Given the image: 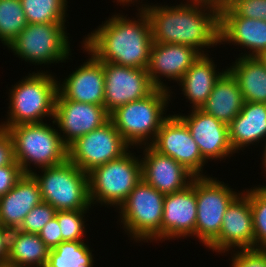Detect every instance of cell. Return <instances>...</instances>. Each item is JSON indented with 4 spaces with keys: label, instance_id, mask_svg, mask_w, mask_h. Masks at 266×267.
I'll return each mask as SVG.
<instances>
[{
    "label": "cell",
    "instance_id": "cell-31",
    "mask_svg": "<svg viewBox=\"0 0 266 267\" xmlns=\"http://www.w3.org/2000/svg\"><path fill=\"white\" fill-rule=\"evenodd\" d=\"M251 205L254 248L266 249V185H258L249 189Z\"/></svg>",
    "mask_w": 266,
    "mask_h": 267
},
{
    "label": "cell",
    "instance_id": "cell-14",
    "mask_svg": "<svg viewBox=\"0 0 266 267\" xmlns=\"http://www.w3.org/2000/svg\"><path fill=\"white\" fill-rule=\"evenodd\" d=\"M109 120L110 114L104 106L67 100L58 91L52 123L58 126L57 130L67 147Z\"/></svg>",
    "mask_w": 266,
    "mask_h": 267
},
{
    "label": "cell",
    "instance_id": "cell-13",
    "mask_svg": "<svg viewBox=\"0 0 266 267\" xmlns=\"http://www.w3.org/2000/svg\"><path fill=\"white\" fill-rule=\"evenodd\" d=\"M103 71L104 107L109 114L127 103L145 98L156 89L147 69L103 62Z\"/></svg>",
    "mask_w": 266,
    "mask_h": 267
},
{
    "label": "cell",
    "instance_id": "cell-28",
    "mask_svg": "<svg viewBox=\"0 0 266 267\" xmlns=\"http://www.w3.org/2000/svg\"><path fill=\"white\" fill-rule=\"evenodd\" d=\"M92 251L84 241H62L49 250L46 267H93Z\"/></svg>",
    "mask_w": 266,
    "mask_h": 267
},
{
    "label": "cell",
    "instance_id": "cell-23",
    "mask_svg": "<svg viewBox=\"0 0 266 267\" xmlns=\"http://www.w3.org/2000/svg\"><path fill=\"white\" fill-rule=\"evenodd\" d=\"M228 131L235 153L250 144L266 141V104L244 101L241 112L228 124Z\"/></svg>",
    "mask_w": 266,
    "mask_h": 267
},
{
    "label": "cell",
    "instance_id": "cell-43",
    "mask_svg": "<svg viewBox=\"0 0 266 267\" xmlns=\"http://www.w3.org/2000/svg\"><path fill=\"white\" fill-rule=\"evenodd\" d=\"M0 267H18L12 263H9V262H5V263H1L0 264Z\"/></svg>",
    "mask_w": 266,
    "mask_h": 267
},
{
    "label": "cell",
    "instance_id": "cell-41",
    "mask_svg": "<svg viewBox=\"0 0 266 267\" xmlns=\"http://www.w3.org/2000/svg\"><path fill=\"white\" fill-rule=\"evenodd\" d=\"M116 2H118V4L120 3V6L121 4L125 6L126 4L127 5H130L131 3L133 4L134 2H137V0H116ZM138 2L140 1L138 0Z\"/></svg>",
    "mask_w": 266,
    "mask_h": 267
},
{
    "label": "cell",
    "instance_id": "cell-42",
    "mask_svg": "<svg viewBox=\"0 0 266 267\" xmlns=\"http://www.w3.org/2000/svg\"><path fill=\"white\" fill-rule=\"evenodd\" d=\"M265 143V146L263 147L264 148V150H263V159L261 160L262 161V164H263V166H264V170H265V172H266V141H264ZM264 160V161H263Z\"/></svg>",
    "mask_w": 266,
    "mask_h": 267
},
{
    "label": "cell",
    "instance_id": "cell-30",
    "mask_svg": "<svg viewBox=\"0 0 266 267\" xmlns=\"http://www.w3.org/2000/svg\"><path fill=\"white\" fill-rule=\"evenodd\" d=\"M20 0H0V41L8 46L27 26Z\"/></svg>",
    "mask_w": 266,
    "mask_h": 267
},
{
    "label": "cell",
    "instance_id": "cell-18",
    "mask_svg": "<svg viewBox=\"0 0 266 267\" xmlns=\"http://www.w3.org/2000/svg\"><path fill=\"white\" fill-rule=\"evenodd\" d=\"M219 31L220 44L250 49L242 57H256L266 50V21L239 17L223 1L219 2Z\"/></svg>",
    "mask_w": 266,
    "mask_h": 267
},
{
    "label": "cell",
    "instance_id": "cell-7",
    "mask_svg": "<svg viewBox=\"0 0 266 267\" xmlns=\"http://www.w3.org/2000/svg\"><path fill=\"white\" fill-rule=\"evenodd\" d=\"M31 174L37 180L41 197L57 211L89 210L88 174L69 160Z\"/></svg>",
    "mask_w": 266,
    "mask_h": 267
},
{
    "label": "cell",
    "instance_id": "cell-37",
    "mask_svg": "<svg viewBox=\"0 0 266 267\" xmlns=\"http://www.w3.org/2000/svg\"><path fill=\"white\" fill-rule=\"evenodd\" d=\"M38 235L50 250L57 247L62 242V234L57 217L54 216L47 222Z\"/></svg>",
    "mask_w": 266,
    "mask_h": 267
},
{
    "label": "cell",
    "instance_id": "cell-17",
    "mask_svg": "<svg viewBox=\"0 0 266 267\" xmlns=\"http://www.w3.org/2000/svg\"><path fill=\"white\" fill-rule=\"evenodd\" d=\"M201 55L199 51L188 45L153 42L147 68L151 82L156 88L171 91L161 81L162 78L178 83Z\"/></svg>",
    "mask_w": 266,
    "mask_h": 267
},
{
    "label": "cell",
    "instance_id": "cell-38",
    "mask_svg": "<svg viewBox=\"0 0 266 267\" xmlns=\"http://www.w3.org/2000/svg\"><path fill=\"white\" fill-rule=\"evenodd\" d=\"M15 162L14 144L7 130L0 128V167Z\"/></svg>",
    "mask_w": 266,
    "mask_h": 267
},
{
    "label": "cell",
    "instance_id": "cell-21",
    "mask_svg": "<svg viewBox=\"0 0 266 267\" xmlns=\"http://www.w3.org/2000/svg\"><path fill=\"white\" fill-rule=\"evenodd\" d=\"M89 54L87 62L75 68L68 77L58 84V91L67 99L75 102L104 106L105 75L103 62L98 60L83 46Z\"/></svg>",
    "mask_w": 266,
    "mask_h": 267
},
{
    "label": "cell",
    "instance_id": "cell-34",
    "mask_svg": "<svg viewBox=\"0 0 266 267\" xmlns=\"http://www.w3.org/2000/svg\"><path fill=\"white\" fill-rule=\"evenodd\" d=\"M237 16L264 20L265 0H224Z\"/></svg>",
    "mask_w": 266,
    "mask_h": 267
},
{
    "label": "cell",
    "instance_id": "cell-27",
    "mask_svg": "<svg viewBox=\"0 0 266 267\" xmlns=\"http://www.w3.org/2000/svg\"><path fill=\"white\" fill-rule=\"evenodd\" d=\"M49 250L38 234L11 230L7 262L18 267H46Z\"/></svg>",
    "mask_w": 266,
    "mask_h": 267
},
{
    "label": "cell",
    "instance_id": "cell-1",
    "mask_svg": "<svg viewBox=\"0 0 266 267\" xmlns=\"http://www.w3.org/2000/svg\"><path fill=\"white\" fill-rule=\"evenodd\" d=\"M184 3L141 4L151 23L153 42L188 45L207 55L202 49L220 45L219 2L187 0Z\"/></svg>",
    "mask_w": 266,
    "mask_h": 267
},
{
    "label": "cell",
    "instance_id": "cell-5",
    "mask_svg": "<svg viewBox=\"0 0 266 267\" xmlns=\"http://www.w3.org/2000/svg\"><path fill=\"white\" fill-rule=\"evenodd\" d=\"M171 93L156 88L145 98L118 107L110 114L115 128L133 149L134 146H141L143 149L154 141L161 124L167 118L164 114L172 97Z\"/></svg>",
    "mask_w": 266,
    "mask_h": 267
},
{
    "label": "cell",
    "instance_id": "cell-19",
    "mask_svg": "<svg viewBox=\"0 0 266 267\" xmlns=\"http://www.w3.org/2000/svg\"><path fill=\"white\" fill-rule=\"evenodd\" d=\"M197 200L195 177L183 190L164 196L161 241L195 236Z\"/></svg>",
    "mask_w": 266,
    "mask_h": 267
},
{
    "label": "cell",
    "instance_id": "cell-9",
    "mask_svg": "<svg viewBox=\"0 0 266 267\" xmlns=\"http://www.w3.org/2000/svg\"><path fill=\"white\" fill-rule=\"evenodd\" d=\"M65 26V23L27 24L7 47L35 65L66 62L71 49Z\"/></svg>",
    "mask_w": 266,
    "mask_h": 267
},
{
    "label": "cell",
    "instance_id": "cell-3",
    "mask_svg": "<svg viewBox=\"0 0 266 267\" xmlns=\"http://www.w3.org/2000/svg\"><path fill=\"white\" fill-rule=\"evenodd\" d=\"M18 81L8 92L7 119L0 128L7 130L11 126L25 123L44 122L43 118H54L55 102L58 94L59 81L54 75L38 71L28 74Z\"/></svg>",
    "mask_w": 266,
    "mask_h": 267
},
{
    "label": "cell",
    "instance_id": "cell-24",
    "mask_svg": "<svg viewBox=\"0 0 266 267\" xmlns=\"http://www.w3.org/2000/svg\"><path fill=\"white\" fill-rule=\"evenodd\" d=\"M216 66L209 54L201 55L178 82L185 99L192 104V109L202 107L217 80L227 70L218 72Z\"/></svg>",
    "mask_w": 266,
    "mask_h": 267
},
{
    "label": "cell",
    "instance_id": "cell-26",
    "mask_svg": "<svg viewBox=\"0 0 266 267\" xmlns=\"http://www.w3.org/2000/svg\"><path fill=\"white\" fill-rule=\"evenodd\" d=\"M226 69L236 79L244 101L266 104V68L256 57L240 56Z\"/></svg>",
    "mask_w": 266,
    "mask_h": 267
},
{
    "label": "cell",
    "instance_id": "cell-15",
    "mask_svg": "<svg viewBox=\"0 0 266 267\" xmlns=\"http://www.w3.org/2000/svg\"><path fill=\"white\" fill-rule=\"evenodd\" d=\"M236 247V248H235ZM219 254L254 248V228L249 189L243 190L227 207L219 236L207 247Z\"/></svg>",
    "mask_w": 266,
    "mask_h": 267
},
{
    "label": "cell",
    "instance_id": "cell-2",
    "mask_svg": "<svg viewBox=\"0 0 266 267\" xmlns=\"http://www.w3.org/2000/svg\"><path fill=\"white\" fill-rule=\"evenodd\" d=\"M137 17L130 20L121 14L112 15L84 37L82 46L101 62L147 69L153 38L149 17L141 5Z\"/></svg>",
    "mask_w": 266,
    "mask_h": 267
},
{
    "label": "cell",
    "instance_id": "cell-22",
    "mask_svg": "<svg viewBox=\"0 0 266 267\" xmlns=\"http://www.w3.org/2000/svg\"><path fill=\"white\" fill-rule=\"evenodd\" d=\"M40 187L32 174H23L5 195L0 196V224L19 229L25 216L42 202Z\"/></svg>",
    "mask_w": 266,
    "mask_h": 267
},
{
    "label": "cell",
    "instance_id": "cell-39",
    "mask_svg": "<svg viewBox=\"0 0 266 267\" xmlns=\"http://www.w3.org/2000/svg\"><path fill=\"white\" fill-rule=\"evenodd\" d=\"M11 230L0 224V264L5 263L9 256Z\"/></svg>",
    "mask_w": 266,
    "mask_h": 267
},
{
    "label": "cell",
    "instance_id": "cell-33",
    "mask_svg": "<svg viewBox=\"0 0 266 267\" xmlns=\"http://www.w3.org/2000/svg\"><path fill=\"white\" fill-rule=\"evenodd\" d=\"M56 211L49 203L42 201L25 216L19 230L38 234L45 224L55 216Z\"/></svg>",
    "mask_w": 266,
    "mask_h": 267
},
{
    "label": "cell",
    "instance_id": "cell-40",
    "mask_svg": "<svg viewBox=\"0 0 266 267\" xmlns=\"http://www.w3.org/2000/svg\"><path fill=\"white\" fill-rule=\"evenodd\" d=\"M256 58L264 65L266 68V50L260 52Z\"/></svg>",
    "mask_w": 266,
    "mask_h": 267
},
{
    "label": "cell",
    "instance_id": "cell-36",
    "mask_svg": "<svg viewBox=\"0 0 266 267\" xmlns=\"http://www.w3.org/2000/svg\"><path fill=\"white\" fill-rule=\"evenodd\" d=\"M22 175L23 172L16 161L10 165L0 167V196L5 195L12 189Z\"/></svg>",
    "mask_w": 266,
    "mask_h": 267
},
{
    "label": "cell",
    "instance_id": "cell-32",
    "mask_svg": "<svg viewBox=\"0 0 266 267\" xmlns=\"http://www.w3.org/2000/svg\"><path fill=\"white\" fill-rule=\"evenodd\" d=\"M87 210L56 211L62 234V241H84L86 231L84 220Z\"/></svg>",
    "mask_w": 266,
    "mask_h": 267
},
{
    "label": "cell",
    "instance_id": "cell-44",
    "mask_svg": "<svg viewBox=\"0 0 266 267\" xmlns=\"http://www.w3.org/2000/svg\"><path fill=\"white\" fill-rule=\"evenodd\" d=\"M264 21H266V0H265V10H264Z\"/></svg>",
    "mask_w": 266,
    "mask_h": 267
},
{
    "label": "cell",
    "instance_id": "cell-25",
    "mask_svg": "<svg viewBox=\"0 0 266 267\" xmlns=\"http://www.w3.org/2000/svg\"><path fill=\"white\" fill-rule=\"evenodd\" d=\"M243 104L244 99L238 83L226 70L200 109L228 125L241 112Z\"/></svg>",
    "mask_w": 266,
    "mask_h": 267
},
{
    "label": "cell",
    "instance_id": "cell-4",
    "mask_svg": "<svg viewBox=\"0 0 266 267\" xmlns=\"http://www.w3.org/2000/svg\"><path fill=\"white\" fill-rule=\"evenodd\" d=\"M54 128L53 125L40 122L19 124L7 129L13 139L15 161L23 174L34 172L32 166L40 170L68 160V147Z\"/></svg>",
    "mask_w": 266,
    "mask_h": 267
},
{
    "label": "cell",
    "instance_id": "cell-6",
    "mask_svg": "<svg viewBox=\"0 0 266 267\" xmlns=\"http://www.w3.org/2000/svg\"><path fill=\"white\" fill-rule=\"evenodd\" d=\"M129 150L122 157L109 161L88 173L89 199L92 206L100 203L117 209L142 180L141 156Z\"/></svg>",
    "mask_w": 266,
    "mask_h": 267
},
{
    "label": "cell",
    "instance_id": "cell-10",
    "mask_svg": "<svg viewBox=\"0 0 266 267\" xmlns=\"http://www.w3.org/2000/svg\"><path fill=\"white\" fill-rule=\"evenodd\" d=\"M239 194L217 178L195 177L197 217L194 238L205 247L219 236L227 207Z\"/></svg>",
    "mask_w": 266,
    "mask_h": 267
},
{
    "label": "cell",
    "instance_id": "cell-20",
    "mask_svg": "<svg viewBox=\"0 0 266 267\" xmlns=\"http://www.w3.org/2000/svg\"><path fill=\"white\" fill-rule=\"evenodd\" d=\"M143 155L142 179L164 195L183 190L195 177L183 165L170 156L160 154L150 145L143 149Z\"/></svg>",
    "mask_w": 266,
    "mask_h": 267
},
{
    "label": "cell",
    "instance_id": "cell-12",
    "mask_svg": "<svg viewBox=\"0 0 266 267\" xmlns=\"http://www.w3.org/2000/svg\"><path fill=\"white\" fill-rule=\"evenodd\" d=\"M150 146L160 154L170 156L195 177L206 176V161L195 143L187 125L176 115H168Z\"/></svg>",
    "mask_w": 266,
    "mask_h": 267
},
{
    "label": "cell",
    "instance_id": "cell-11",
    "mask_svg": "<svg viewBox=\"0 0 266 267\" xmlns=\"http://www.w3.org/2000/svg\"><path fill=\"white\" fill-rule=\"evenodd\" d=\"M131 146L109 120L68 147V160L85 173L122 157Z\"/></svg>",
    "mask_w": 266,
    "mask_h": 267
},
{
    "label": "cell",
    "instance_id": "cell-29",
    "mask_svg": "<svg viewBox=\"0 0 266 267\" xmlns=\"http://www.w3.org/2000/svg\"><path fill=\"white\" fill-rule=\"evenodd\" d=\"M28 24L65 23L67 0H20Z\"/></svg>",
    "mask_w": 266,
    "mask_h": 267
},
{
    "label": "cell",
    "instance_id": "cell-16",
    "mask_svg": "<svg viewBox=\"0 0 266 267\" xmlns=\"http://www.w3.org/2000/svg\"><path fill=\"white\" fill-rule=\"evenodd\" d=\"M176 115L187 125L202 158L207 163L208 160H226V157L229 158L235 153L229 141L227 124L200 108L192 109L188 115Z\"/></svg>",
    "mask_w": 266,
    "mask_h": 267
},
{
    "label": "cell",
    "instance_id": "cell-8",
    "mask_svg": "<svg viewBox=\"0 0 266 267\" xmlns=\"http://www.w3.org/2000/svg\"><path fill=\"white\" fill-rule=\"evenodd\" d=\"M164 196L143 179L135 186L118 208L128 237L136 242L161 241Z\"/></svg>",
    "mask_w": 266,
    "mask_h": 267
},
{
    "label": "cell",
    "instance_id": "cell-35",
    "mask_svg": "<svg viewBox=\"0 0 266 267\" xmlns=\"http://www.w3.org/2000/svg\"><path fill=\"white\" fill-rule=\"evenodd\" d=\"M231 252V267H266V249H237Z\"/></svg>",
    "mask_w": 266,
    "mask_h": 267
}]
</instances>
